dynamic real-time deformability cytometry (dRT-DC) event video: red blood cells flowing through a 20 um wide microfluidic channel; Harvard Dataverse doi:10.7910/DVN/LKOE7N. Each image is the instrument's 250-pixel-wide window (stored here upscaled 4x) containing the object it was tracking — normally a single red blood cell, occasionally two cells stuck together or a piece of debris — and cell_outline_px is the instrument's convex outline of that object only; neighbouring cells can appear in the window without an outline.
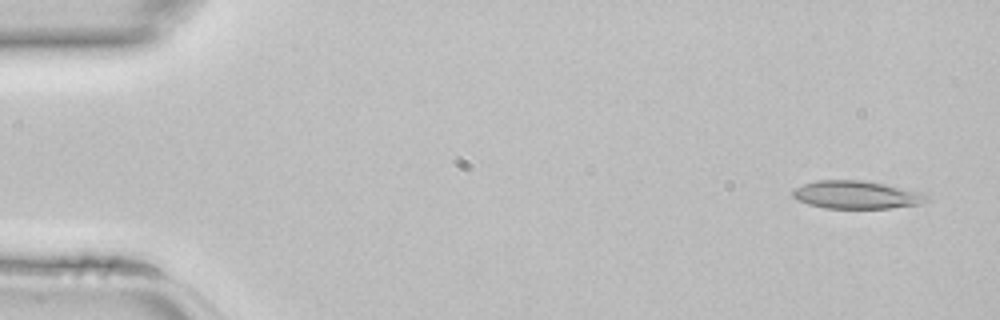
{"species": "common noctule bat (a hibernating species)", "species_latin": "Nyctalus noctula", "temperature_condition": "room temperature", "stored_images_in_passage": 44, "camera_frame_rate_fps": 3000, "um_per_image_px": 0.085, "animal": {"sex": "female", "body_mass_g": 22.7, "forearm_length_mm": 54.2}, "frame": {"image": 1, "passage_image": 2, "time_ms": 0.333, "image_size_px": [1000, 320], "cell_outline_px": [[928, 200], [916, 204], [888, 208], [824, 208], [808, 204], [792, 196], [792, 192], [796, 188], [804, 184], [816, 180], [864, 180], [888, 184], [920, 192], [928, 196]], "centroid_in_image_um": [72.79, 16.54], "position_along_channel_um": 12.2, "area_um2": 21.62}}
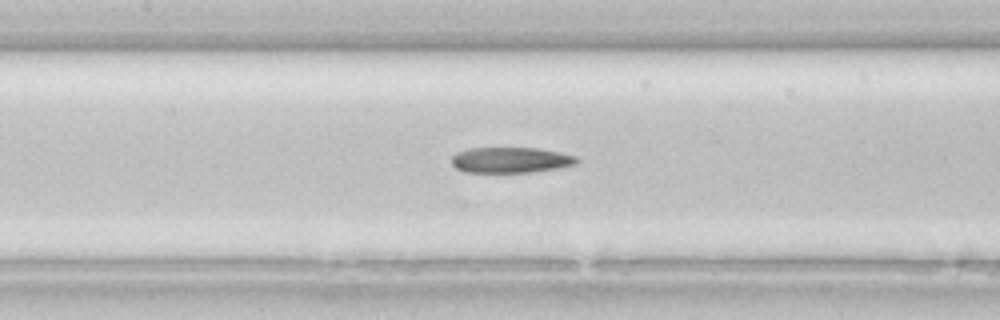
{"frame": {"image": 2, "passage_image": 20, "time_ms": 6.333, "image_size_px": [1000, 320], "cell_outline_px": [[580, 160], [576, 164], [560, 168], [532, 172], [464, 172], [456, 168], [452, 164], [452, 156], [456, 152], [468, 148], [536, 148], [560, 152], [576, 156]], "centroid_in_image_um": [43.42, 13.6], "position_along_channel_um": 164.0, "area_um2": 18.84}}
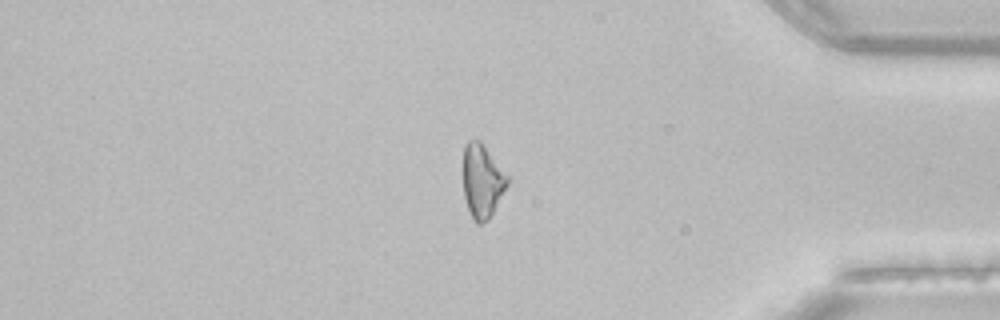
{"frame": {"image": 3, "passage_image": 37, "time_ms": 12.0, "image_size_px": [1000, 320], "cell_outline_px": [[512, 176], [508, 184], [488, 220], [480, 224], [476, 224], [472, 220], [464, 196], [464, 144], [468, 140], [480, 140]], "centroid_in_image_um": [41.03, 15.36], "position_along_channel_um": 394.2, "area_um2": 19.36}}